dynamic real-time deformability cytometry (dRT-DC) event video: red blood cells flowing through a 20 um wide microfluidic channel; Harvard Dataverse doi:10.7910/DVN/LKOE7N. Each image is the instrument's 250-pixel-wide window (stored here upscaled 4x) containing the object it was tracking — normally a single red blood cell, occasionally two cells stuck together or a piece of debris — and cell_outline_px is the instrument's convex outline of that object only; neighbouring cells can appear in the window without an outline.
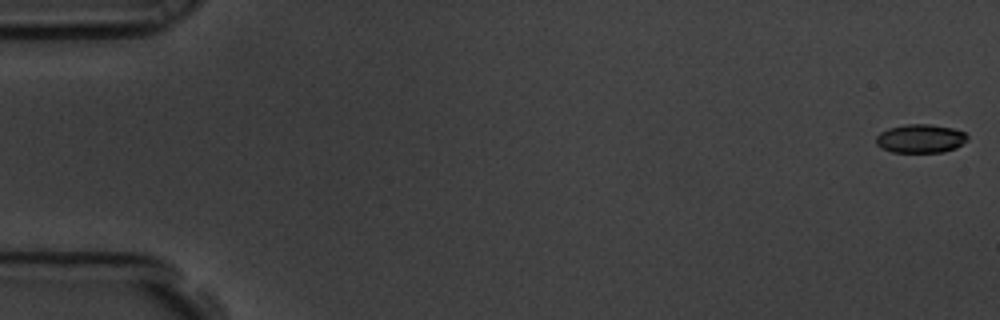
{"species": "common noctule bat (a hibernating species)", "species_latin": "Nyctalus noctula", "temperature_condition": "room temperature", "stored_images_in_passage": 58, "camera_frame_rate_fps": 3000, "um_per_image_px": 0.085, "animal": {"sex": "male", "body_mass_g": 19.5, "forearm_length_mm": 54.6}, "frame": {"image": 1, "passage_image": 1, "time_ms": 0.0, "image_size_px": [1000, 320], "cell_outline_px": [[968, 140], [956, 148], [944, 152], [892, 152], [880, 148], [876, 144], [876, 136], [880, 132], [888, 128], [904, 124], [928, 124], [952, 128], [964, 132], [968, 136]], "centroid_in_image_um": [78.23, 11.78], "position_along_channel_um": 6.8, "area_um2": 15.37}}
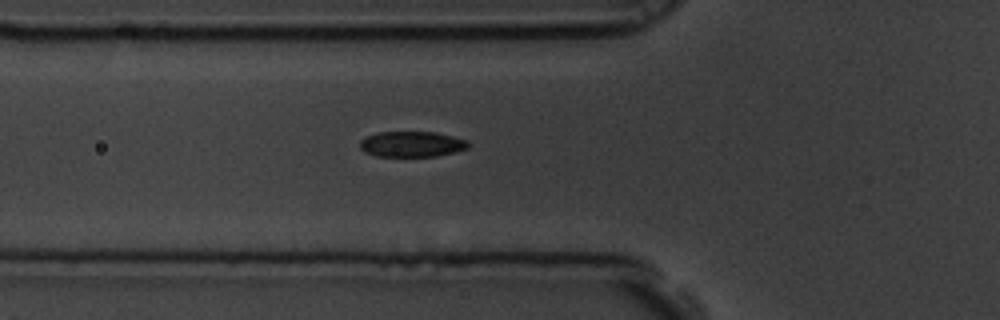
{"frame": {"image": 2, "passage_image": 21, "time_ms": 6.667, "image_size_px": [1000, 320], "cell_outline_px": [[468, 148], [436, 156], [376, 156], [364, 152], [360, 148], [360, 140], [364, 136], [376, 132], [436, 132], [468, 140]], "centroid_in_image_um": [34.95, 12.24], "position_along_channel_um": 90.9, "area_um2": 16.18}}
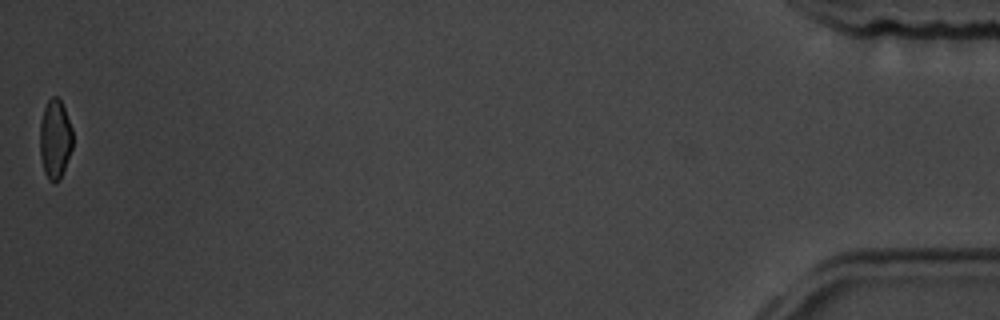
{"frame": {"image": 3, "passage_image": 58, "time_ms": 19.0, "image_size_px": [1000, 320], "cell_outline_px": [[72, 148], [60, 180], [56, 184], [52, 184], [48, 180], [44, 172], [40, 156], [40, 124], [44, 108], [48, 100], [52, 96], [56, 96], [60, 100], [64, 108], [72, 128]], "centroid_in_image_um": [4.67, 11.87], "position_along_channel_um": 430.5, "area_um2": 15.26}, "authors_computed_cell_mechanics": {"area_um2": 16.473, "velocity_mm_per_s": 3.5439, "shape_relaxation_time_tau1_ms": 2.7799, "shape_relaxation_time_tau2_ms": 2.262, "deformation_change_tau1": 0.1259, "deformation_change_tau2": 0.0627}}